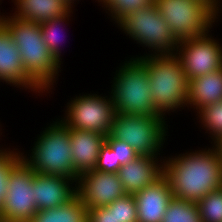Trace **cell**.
<instances>
[{
	"label": "cell",
	"instance_id": "cell-19",
	"mask_svg": "<svg viewBox=\"0 0 222 222\" xmlns=\"http://www.w3.org/2000/svg\"><path fill=\"white\" fill-rule=\"evenodd\" d=\"M222 101V68L189 81L187 109L196 114L214 102ZM190 108V109H189Z\"/></svg>",
	"mask_w": 222,
	"mask_h": 222
},
{
	"label": "cell",
	"instance_id": "cell-21",
	"mask_svg": "<svg viewBox=\"0 0 222 222\" xmlns=\"http://www.w3.org/2000/svg\"><path fill=\"white\" fill-rule=\"evenodd\" d=\"M75 11L74 7H72L66 14L60 16L58 18H54L50 21L43 22L40 25L42 38L51 52L52 56L56 59V61L61 65L64 61H62V42L66 38L62 33L65 29V25H69L71 21L72 14ZM70 20V21H69ZM62 28V29H61ZM62 31V32H61ZM63 34V35H61ZM64 37V38H62ZM63 40V41H62ZM62 41V42H61ZM64 43V42H63ZM66 43V42H65Z\"/></svg>",
	"mask_w": 222,
	"mask_h": 222
},
{
	"label": "cell",
	"instance_id": "cell-13",
	"mask_svg": "<svg viewBox=\"0 0 222 222\" xmlns=\"http://www.w3.org/2000/svg\"><path fill=\"white\" fill-rule=\"evenodd\" d=\"M32 92L40 97L47 93L27 74L20 52L7 28L0 22V84ZM28 89V90H27Z\"/></svg>",
	"mask_w": 222,
	"mask_h": 222
},
{
	"label": "cell",
	"instance_id": "cell-11",
	"mask_svg": "<svg viewBox=\"0 0 222 222\" xmlns=\"http://www.w3.org/2000/svg\"><path fill=\"white\" fill-rule=\"evenodd\" d=\"M210 30L207 34L178 42L176 55L188 80L222 68V43Z\"/></svg>",
	"mask_w": 222,
	"mask_h": 222
},
{
	"label": "cell",
	"instance_id": "cell-14",
	"mask_svg": "<svg viewBox=\"0 0 222 222\" xmlns=\"http://www.w3.org/2000/svg\"><path fill=\"white\" fill-rule=\"evenodd\" d=\"M32 188L38 211L59 207L77 195L75 179L36 173L34 170Z\"/></svg>",
	"mask_w": 222,
	"mask_h": 222
},
{
	"label": "cell",
	"instance_id": "cell-31",
	"mask_svg": "<svg viewBox=\"0 0 222 222\" xmlns=\"http://www.w3.org/2000/svg\"><path fill=\"white\" fill-rule=\"evenodd\" d=\"M209 4L220 16H222V0H203Z\"/></svg>",
	"mask_w": 222,
	"mask_h": 222
},
{
	"label": "cell",
	"instance_id": "cell-33",
	"mask_svg": "<svg viewBox=\"0 0 222 222\" xmlns=\"http://www.w3.org/2000/svg\"><path fill=\"white\" fill-rule=\"evenodd\" d=\"M66 1L69 2L73 7H75L77 3H79V0H66Z\"/></svg>",
	"mask_w": 222,
	"mask_h": 222
},
{
	"label": "cell",
	"instance_id": "cell-30",
	"mask_svg": "<svg viewBox=\"0 0 222 222\" xmlns=\"http://www.w3.org/2000/svg\"><path fill=\"white\" fill-rule=\"evenodd\" d=\"M88 222H117L113 210L106 206L87 209Z\"/></svg>",
	"mask_w": 222,
	"mask_h": 222
},
{
	"label": "cell",
	"instance_id": "cell-12",
	"mask_svg": "<svg viewBox=\"0 0 222 222\" xmlns=\"http://www.w3.org/2000/svg\"><path fill=\"white\" fill-rule=\"evenodd\" d=\"M77 195L87 209H93L111 204L126 192L117 173L91 170L78 177Z\"/></svg>",
	"mask_w": 222,
	"mask_h": 222
},
{
	"label": "cell",
	"instance_id": "cell-18",
	"mask_svg": "<svg viewBox=\"0 0 222 222\" xmlns=\"http://www.w3.org/2000/svg\"><path fill=\"white\" fill-rule=\"evenodd\" d=\"M11 14L21 20L41 24L66 14L73 6L66 0H11ZM15 7V8H14ZM13 12V13H12Z\"/></svg>",
	"mask_w": 222,
	"mask_h": 222
},
{
	"label": "cell",
	"instance_id": "cell-1",
	"mask_svg": "<svg viewBox=\"0 0 222 222\" xmlns=\"http://www.w3.org/2000/svg\"><path fill=\"white\" fill-rule=\"evenodd\" d=\"M212 146V147H211ZM164 157L163 175L172 196L197 203L222 187V159L215 145Z\"/></svg>",
	"mask_w": 222,
	"mask_h": 222
},
{
	"label": "cell",
	"instance_id": "cell-10",
	"mask_svg": "<svg viewBox=\"0 0 222 222\" xmlns=\"http://www.w3.org/2000/svg\"><path fill=\"white\" fill-rule=\"evenodd\" d=\"M33 169L21 160L8 176V189L0 210L1 222H29L38 211L32 188Z\"/></svg>",
	"mask_w": 222,
	"mask_h": 222
},
{
	"label": "cell",
	"instance_id": "cell-22",
	"mask_svg": "<svg viewBox=\"0 0 222 222\" xmlns=\"http://www.w3.org/2000/svg\"><path fill=\"white\" fill-rule=\"evenodd\" d=\"M197 122L205 133L210 137V144L214 145L222 138V101L214 102L211 105L200 109L196 115ZM199 120V121H198Z\"/></svg>",
	"mask_w": 222,
	"mask_h": 222
},
{
	"label": "cell",
	"instance_id": "cell-34",
	"mask_svg": "<svg viewBox=\"0 0 222 222\" xmlns=\"http://www.w3.org/2000/svg\"><path fill=\"white\" fill-rule=\"evenodd\" d=\"M2 130H4V129H2V124H1V122H0V137H1V135H2V133L3 132H1ZM2 138H0V140H1ZM2 147V145L0 146V148Z\"/></svg>",
	"mask_w": 222,
	"mask_h": 222
},
{
	"label": "cell",
	"instance_id": "cell-8",
	"mask_svg": "<svg viewBox=\"0 0 222 222\" xmlns=\"http://www.w3.org/2000/svg\"><path fill=\"white\" fill-rule=\"evenodd\" d=\"M154 3L178 42L207 34L221 19L203 0H154Z\"/></svg>",
	"mask_w": 222,
	"mask_h": 222
},
{
	"label": "cell",
	"instance_id": "cell-2",
	"mask_svg": "<svg viewBox=\"0 0 222 222\" xmlns=\"http://www.w3.org/2000/svg\"><path fill=\"white\" fill-rule=\"evenodd\" d=\"M0 22L10 32L27 74L47 94H52L58 83L59 73L63 71V65L56 61L46 46L40 25L14 17L10 12L1 14V11Z\"/></svg>",
	"mask_w": 222,
	"mask_h": 222
},
{
	"label": "cell",
	"instance_id": "cell-20",
	"mask_svg": "<svg viewBox=\"0 0 222 222\" xmlns=\"http://www.w3.org/2000/svg\"><path fill=\"white\" fill-rule=\"evenodd\" d=\"M29 222H88L87 207L76 195L59 207L37 211Z\"/></svg>",
	"mask_w": 222,
	"mask_h": 222
},
{
	"label": "cell",
	"instance_id": "cell-24",
	"mask_svg": "<svg viewBox=\"0 0 222 222\" xmlns=\"http://www.w3.org/2000/svg\"><path fill=\"white\" fill-rule=\"evenodd\" d=\"M153 2L154 0H100L98 6L105 10L109 16L107 18L115 24L129 12L150 6Z\"/></svg>",
	"mask_w": 222,
	"mask_h": 222
},
{
	"label": "cell",
	"instance_id": "cell-7",
	"mask_svg": "<svg viewBox=\"0 0 222 222\" xmlns=\"http://www.w3.org/2000/svg\"><path fill=\"white\" fill-rule=\"evenodd\" d=\"M166 120L163 116L116 113L109 134L129 144L138 155L162 157V149L170 136L169 120Z\"/></svg>",
	"mask_w": 222,
	"mask_h": 222
},
{
	"label": "cell",
	"instance_id": "cell-26",
	"mask_svg": "<svg viewBox=\"0 0 222 222\" xmlns=\"http://www.w3.org/2000/svg\"><path fill=\"white\" fill-rule=\"evenodd\" d=\"M201 222H222V187L196 203Z\"/></svg>",
	"mask_w": 222,
	"mask_h": 222
},
{
	"label": "cell",
	"instance_id": "cell-28",
	"mask_svg": "<svg viewBox=\"0 0 222 222\" xmlns=\"http://www.w3.org/2000/svg\"><path fill=\"white\" fill-rule=\"evenodd\" d=\"M105 142L115 152L116 164H127L139 156L129 144L113 138L110 134L106 136Z\"/></svg>",
	"mask_w": 222,
	"mask_h": 222
},
{
	"label": "cell",
	"instance_id": "cell-6",
	"mask_svg": "<svg viewBox=\"0 0 222 222\" xmlns=\"http://www.w3.org/2000/svg\"><path fill=\"white\" fill-rule=\"evenodd\" d=\"M115 25L144 50H149L148 53H144V56L176 54L178 41L172 35L154 2L150 6L129 12Z\"/></svg>",
	"mask_w": 222,
	"mask_h": 222
},
{
	"label": "cell",
	"instance_id": "cell-9",
	"mask_svg": "<svg viewBox=\"0 0 222 222\" xmlns=\"http://www.w3.org/2000/svg\"><path fill=\"white\" fill-rule=\"evenodd\" d=\"M96 93L83 92L66 103L64 115L58 117L69 129L87 130L105 136L110 133L116 114L110 92L108 95Z\"/></svg>",
	"mask_w": 222,
	"mask_h": 222
},
{
	"label": "cell",
	"instance_id": "cell-27",
	"mask_svg": "<svg viewBox=\"0 0 222 222\" xmlns=\"http://www.w3.org/2000/svg\"><path fill=\"white\" fill-rule=\"evenodd\" d=\"M106 207L114 211L117 222H138L137 203L134 195L126 194Z\"/></svg>",
	"mask_w": 222,
	"mask_h": 222
},
{
	"label": "cell",
	"instance_id": "cell-4",
	"mask_svg": "<svg viewBox=\"0 0 222 222\" xmlns=\"http://www.w3.org/2000/svg\"><path fill=\"white\" fill-rule=\"evenodd\" d=\"M54 120L46 128L42 127L44 130L35 137L29 153L20 151L21 159L36 173L63 176L77 181L72 161L70 129L60 118Z\"/></svg>",
	"mask_w": 222,
	"mask_h": 222
},
{
	"label": "cell",
	"instance_id": "cell-5",
	"mask_svg": "<svg viewBox=\"0 0 222 222\" xmlns=\"http://www.w3.org/2000/svg\"><path fill=\"white\" fill-rule=\"evenodd\" d=\"M130 58V59H128ZM116 67L109 89L116 113L162 116L154 106L151 84L144 64L138 58L128 57Z\"/></svg>",
	"mask_w": 222,
	"mask_h": 222
},
{
	"label": "cell",
	"instance_id": "cell-15",
	"mask_svg": "<svg viewBox=\"0 0 222 222\" xmlns=\"http://www.w3.org/2000/svg\"><path fill=\"white\" fill-rule=\"evenodd\" d=\"M164 155L163 157L139 155L121 166L117 176L126 194L134 195L140 192L163 175Z\"/></svg>",
	"mask_w": 222,
	"mask_h": 222
},
{
	"label": "cell",
	"instance_id": "cell-16",
	"mask_svg": "<svg viewBox=\"0 0 222 222\" xmlns=\"http://www.w3.org/2000/svg\"><path fill=\"white\" fill-rule=\"evenodd\" d=\"M138 222H162L170 200L173 198L170 183L162 175L153 184L134 194Z\"/></svg>",
	"mask_w": 222,
	"mask_h": 222
},
{
	"label": "cell",
	"instance_id": "cell-17",
	"mask_svg": "<svg viewBox=\"0 0 222 222\" xmlns=\"http://www.w3.org/2000/svg\"><path fill=\"white\" fill-rule=\"evenodd\" d=\"M105 138V135L97 132L70 129L72 161L77 178L85 172L95 170Z\"/></svg>",
	"mask_w": 222,
	"mask_h": 222
},
{
	"label": "cell",
	"instance_id": "cell-23",
	"mask_svg": "<svg viewBox=\"0 0 222 222\" xmlns=\"http://www.w3.org/2000/svg\"><path fill=\"white\" fill-rule=\"evenodd\" d=\"M162 222H201L196 203L173 197Z\"/></svg>",
	"mask_w": 222,
	"mask_h": 222
},
{
	"label": "cell",
	"instance_id": "cell-25",
	"mask_svg": "<svg viewBox=\"0 0 222 222\" xmlns=\"http://www.w3.org/2000/svg\"><path fill=\"white\" fill-rule=\"evenodd\" d=\"M0 148V210L3 207L4 199L8 189V176L11 170L22 160L18 148Z\"/></svg>",
	"mask_w": 222,
	"mask_h": 222
},
{
	"label": "cell",
	"instance_id": "cell-32",
	"mask_svg": "<svg viewBox=\"0 0 222 222\" xmlns=\"http://www.w3.org/2000/svg\"><path fill=\"white\" fill-rule=\"evenodd\" d=\"M219 151L220 157L222 159V138L214 144Z\"/></svg>",
	"mask_w": 222,
	"mask_h": 222
},
{
	"label": "cell",
	"instance_id": "cell-29",
	"mask_svg": "<svg viewBox=\"0 0 222 222\" xmlns=\"http://www.w3.org/2000/svg\"><path fill=\"white\" fill-rule=\"evenodd\" d=\"M121 166V164H116L115 152L105 142L100 148L95 170L117 173Z\"/></svg>",
	"mask_w": 222,
	"mask_h": 222
},
{
	"label": "cell",
	"instance_id": "cell-3",
	"mask_svg": "<svg viewBox=\"0 0 222 222\" xmlns=\"http://www.w3.org/2000/svg\"><path fill=\"white\" fill-rule=\"evenodd\" d=\"M147 69L151 96L156 111L167 118L185 110L189 94V80L176 54L134 55Z\"/></svg>",
	"mask_w": 222,
	"mask_h": 222
}]
</instances>
